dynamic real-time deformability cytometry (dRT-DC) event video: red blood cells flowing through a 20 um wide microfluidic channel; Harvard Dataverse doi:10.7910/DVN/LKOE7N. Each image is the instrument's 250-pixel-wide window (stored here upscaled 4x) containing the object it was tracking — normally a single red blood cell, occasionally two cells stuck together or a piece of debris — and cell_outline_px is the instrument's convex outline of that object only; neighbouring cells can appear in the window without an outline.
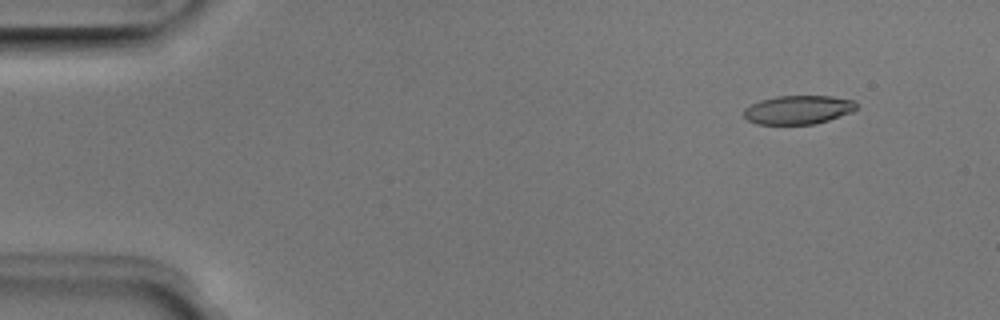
{"species": "Egyptian fruit bat (a non-hibernating species)", "species_latin": "Rousettus aegyptiacus", "temperature_condition": "room temperature", "stored_images_in_passage": 7, "camera_frame_rate_fps": 3000, "um_per_image_px": 0.085, "animal": {"sex": "male"}, "frame": {"image": 1, "passage_image": 1, "time_ms": 0.0, "image_size_px": [1000, 320], "cell_outline_px": [[856, 108], [852, 112], [816, 124], [756, 124], [748, 120], [744, 116], [744, 108], [760, 100], [776, 96], [832, 96], [856, 100]], "centroid_in_image_um": [67.86, 9.33], "position_along_channel_um": 17.1, "area_um2": 18.9}}
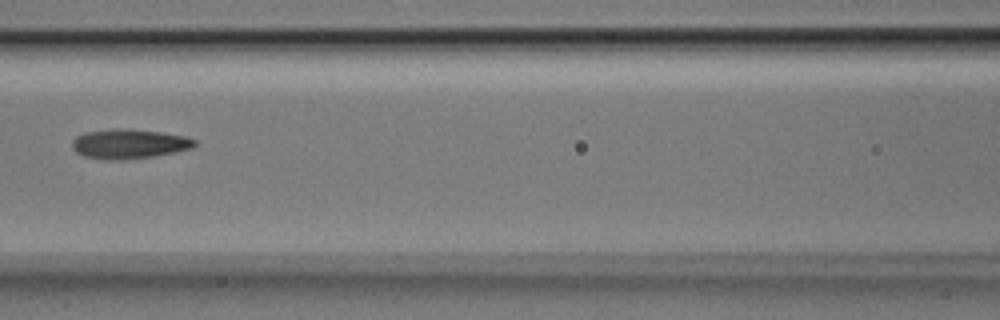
{"frame": {"image": 2, "passage_image": 6, "time_ms": 1.667, "image_size_px": [1000, 320], "cell_outline_px": [[196, 144], [192, 148], [176, 152], [152, 156], [124, 160], [104, 160], [84, 156], [76, 152], [72, 148], [72, 140], [76, 136], [84, 132], [116, 128], [128, 128], [160, 132], [184, 136], [196, 140]], "centroid_in_image_um": [10.94, 12.23], "position_along_channel_um": 155.7, "area_um2": 21.27}}
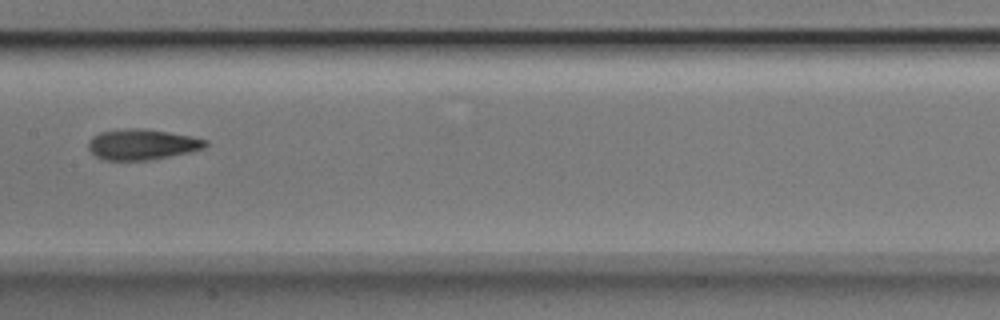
{"frame": {"image": 3, "passage_image": 7, "time_ms": 2.0, "image_size_px": [1000, 320], "cell_outline_px": [[208, 144], [204, 148], [188, 152], [148, 160], [104, 160], [96, 156], [88, 148], [88, 140], [92, 136], [100, 132], [124, 128], [144, 128], [192, 136], [208, 140]], "centroid_in_image_um": [12.05, 12.26], "position_along_channel_um": 195.3, "area_um2": 20.92}}